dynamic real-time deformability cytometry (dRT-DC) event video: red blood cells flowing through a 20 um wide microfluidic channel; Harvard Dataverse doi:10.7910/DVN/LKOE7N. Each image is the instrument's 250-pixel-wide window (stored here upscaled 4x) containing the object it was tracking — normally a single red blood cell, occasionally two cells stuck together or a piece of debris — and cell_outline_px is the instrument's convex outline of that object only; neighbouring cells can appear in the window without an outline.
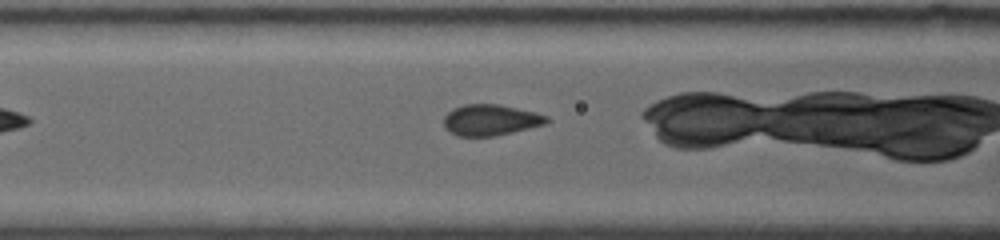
{"species": "common noctule bat (a hibernating species)", "species_latin": "Nyctalus noctula", "temperature_condition": "warm", "stored_images_in_passage": 5, "camera_frame_rate_fps": 5000, "um_per_image_px": 0.085, "animal": {"sex": "female", "body_mass_g": 19.0, "forearm_length_mm": 53.3}, "frame": {"image": 1, "passage_image": 4, "time_ms": 1.6, "image_size_px": [1000, 240], "cell_outline_px": [[552, 120], [548, 124], [496, 136], [456, 136], [444, 128], [444, 116], [452, 108], [464, 104], [500, 104], [536, 112], [548, 116]], "centroid_in_image_um": [41.73, 10.2], "position_along_channel_um": 124.9, "area_um2": 19.02}}